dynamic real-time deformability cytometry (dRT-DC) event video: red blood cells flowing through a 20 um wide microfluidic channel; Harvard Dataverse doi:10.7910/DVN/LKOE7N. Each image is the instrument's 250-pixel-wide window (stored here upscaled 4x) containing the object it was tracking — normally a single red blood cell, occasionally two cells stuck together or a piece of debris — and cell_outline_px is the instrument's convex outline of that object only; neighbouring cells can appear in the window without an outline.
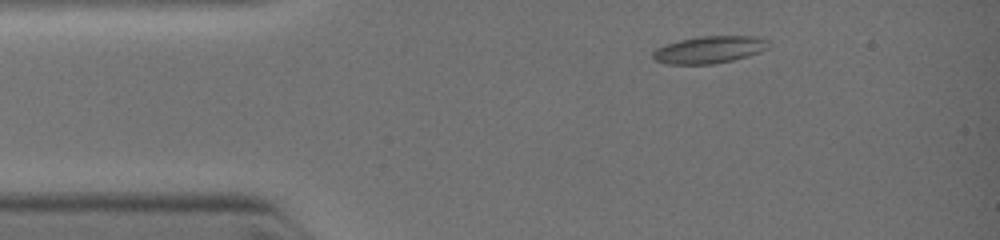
{"species": "common noctule bat (a hibernating species)", "species_latin": "Nyctalus noctula", "temperature_condition": "warm", "stored_images_in_passage": 2, "camera_frame_rate_fps": 3000, "um_per_image_px": 0.085, "animal": {"sex": "female", "body_mass_g": 19.0, "forearm_length_mm": 51.5}, "frame": {"image": 1, "passage_image": 1, "time_ms": 0.0, "image_size_px": [1000, 240], "cell_outline_px": [[772, 44], [768, 48], [760, 52], [748, 56], [732, 60], [712, 64], [668, 64], [652, 60], [652, 52], [656, 48], [664, 44], [680, 40], [700, 36], [756, 36], [768, 40]], "centroid_in_image_um": [60.29, 4.22], "position_along_channel_um": 24.7, "area_um2": 18.55}}